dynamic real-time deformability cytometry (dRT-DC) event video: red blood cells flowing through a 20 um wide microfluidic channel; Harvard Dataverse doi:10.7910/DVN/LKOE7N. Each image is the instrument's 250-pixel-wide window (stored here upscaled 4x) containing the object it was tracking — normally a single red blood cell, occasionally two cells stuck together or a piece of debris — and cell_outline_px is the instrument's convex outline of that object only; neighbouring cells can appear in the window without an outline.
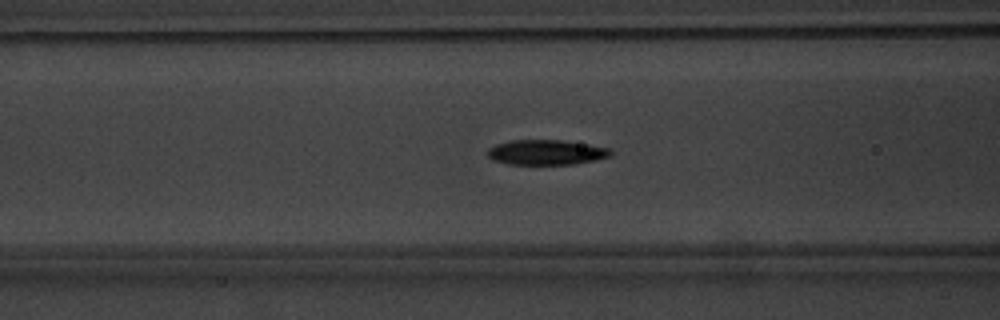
{"species": "common noctule bat (a hibernating species)", "species_latin": "Nyctalus noctula", "temperature_condition": "warm", "stored_images_in_passage": 31, "camera_frame_rate_fps": 3000, "um_per_image_px": 0.085, "animal": {"sex": "male", "body_mass_g": 20.1, "forearm_length_mm": 53.5}, "frame": {"image": 1, "passage_image": 10, "time_ms": 3.0, "image_size_px": [1000, 320], "cell_outline_px": [[612, 156], [596, 160], [572, 164], [508, 164], [492, 160], [488, 156], [488, 148], [496, 144], [512, 140], [560, 140], [588, 144], [608, 148], [612, 152]], "centroid_in_image_um": [46.42, 12.95], "position_along_channel_um": 120.2, "area_um2": 17.92}}
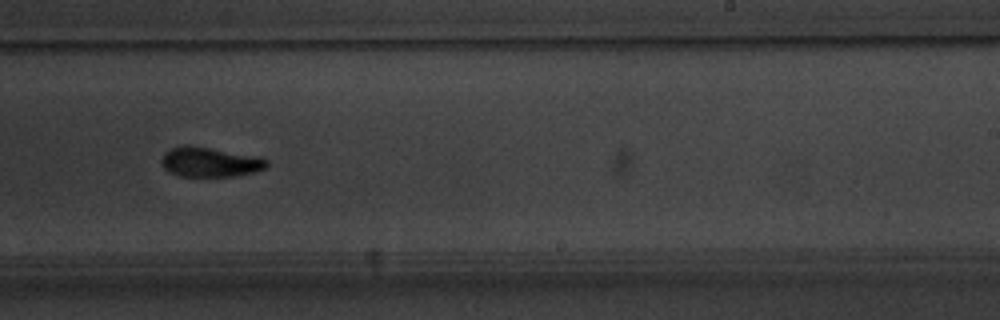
{"frame": {"image": 2, "passage_image": 22, "time_ms": 7.0, "image_size_px": [1000, 320], "cell_outline_px": [[268, 164], [264, 168], [252, 172], [236, 176], [180, 176], [164, 168], [160, 164], [160, 160], [164, 152], [172, 148], [188, 144], [256, 156], [268, 160]], "centroid_in_image_um": [17.8, 13.76], "position_along_channel_um": 271.2, "area_um2": 18.09}}
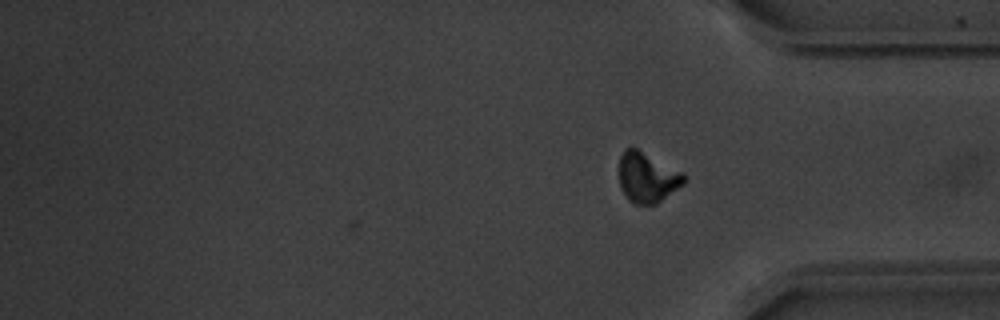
{"frame": {"image": 3, "passage_image": 31, "time_ms": 10.0, "image_size_px": [1000, 320], "cell_outline_px": [[688, 180], [684, 184], [656, 204], [632, 204], [628, 200], [620, 188], [620, 156], [624, 148], [636, 148], [684, 172]], "centroid_in_image_um": [55.04, 15.09], "position_along_channel_um": 380.2, "area_um2": 19.13}, "authors_computed_cell_mechanics": {"area_um2": 18.207, "velocity_mm_per_s": 3.7737, "shape_relaxation_time_tau1_ms": 2.0943, "shape_relaxation_time_tau2_ms": 1.5637, "deformation_change_tau1": 0.1594, "deformation_change_tau2": 0.0546}}